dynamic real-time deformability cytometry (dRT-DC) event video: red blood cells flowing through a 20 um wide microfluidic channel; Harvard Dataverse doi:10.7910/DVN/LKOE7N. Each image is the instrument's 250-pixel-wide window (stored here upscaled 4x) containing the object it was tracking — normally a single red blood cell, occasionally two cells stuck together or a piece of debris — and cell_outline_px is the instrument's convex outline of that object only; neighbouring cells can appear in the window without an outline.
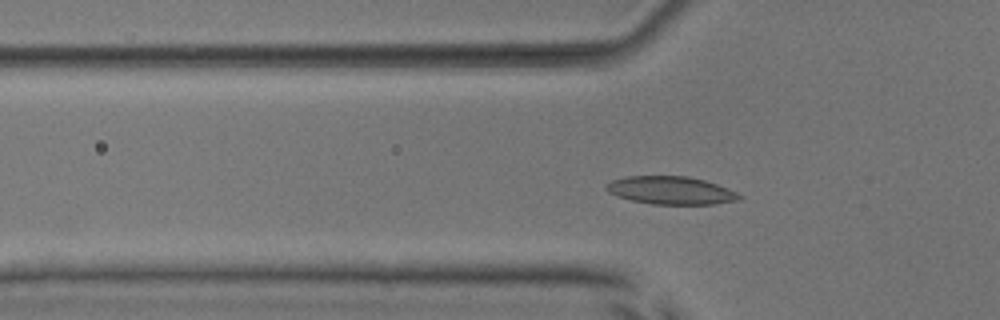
{"species": "common noctule bat (a hibernating species)", "species_latin": "Nyctalus noctula", "temperature_condition": "room temperature", "stored_images_in_passage": 41, "camera_frame_rate_fps": 3000, "um_per_image_px": 0.085, "animal": {"sex": "male", "body_mass_g": 17.9, "forearm_length_mm": 54.2}, "frame": {"image": 1, "passage_image": 5, "time_ms": 1.333, "image_size_px": [1000, 320], "cell_outline_px": [[744, 196], [740, 200], [712, 204], [652, 204], [632, 200], [616, 196], [608, 192], [604, 188], [612, 180], [628, 176], [688, 176], [704, 180], [716, 184], [736, 192]], "centroid_in_image_um": [57.02, 16.18], "position_along_channel_um": 68.8, "area_um2": 21.56}}
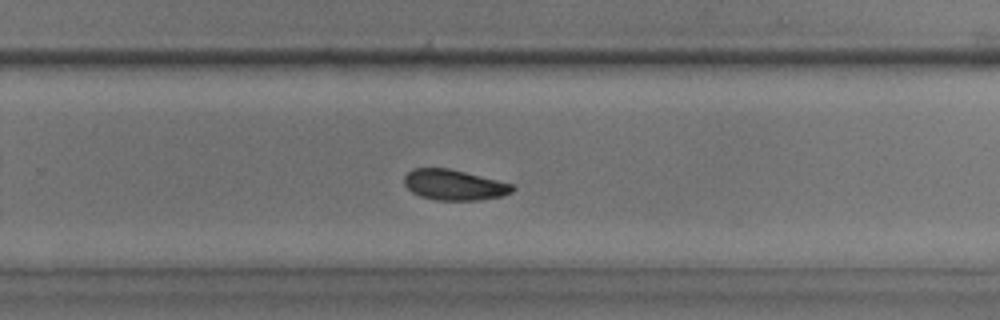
{"frame": {"image": 2, "passage_image": 22, "time_ms": 7.0, "image_size_px": [1000, 320], "cell_outline_px": [[516, 188], [512, 192], [500, 196], [480, 200], [436, 200], [420, 196], [412, 192], [404, 184], [404, 176], [412, 168], [448, 168], [512, 184]], "centroid_in_image_um": [38.57, 15.72], "position_along_channel_um": 291.2, "area_um2": 19.07}}
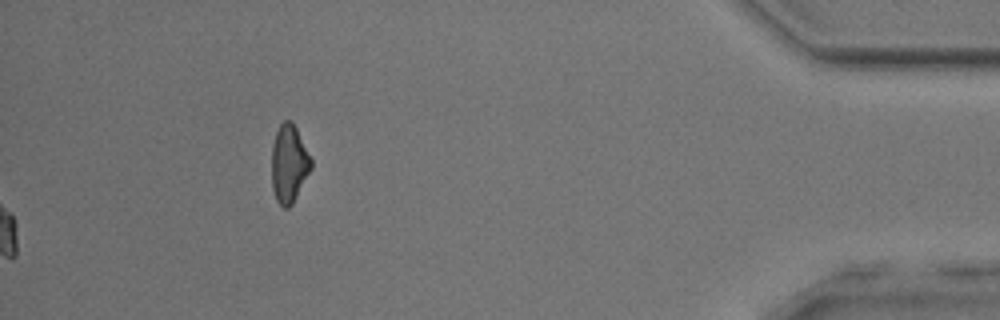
{"frame": {"image": 3, "passage_image": 41, "time_ms": 13.333, "image_size_px": [1000, 320], "cell_outline_px": [[312, 168], [292, 204], [288, 208], [284, 208], [276, 200], [272, 188], [272, 144], [276, 132], [280, 124], [284, 120], [292, 120], [312, 160]], "centroid_in_image_um": [24.56, 13.91], "position_along_channel_um": 410.6, "area_um2": 17.86}, "authors_computed_cell_mechanics": {"area_um2": 19.652, "velocity_mm_per_s": 3.9489, "shape_relaxation_time_tau1_ms": 8.0745, "shape_relaxation_time_tau2_ms": 5.8561, "deformation_change_tau1": 0.1298, "deformation_change_tau2": 0.0905}}